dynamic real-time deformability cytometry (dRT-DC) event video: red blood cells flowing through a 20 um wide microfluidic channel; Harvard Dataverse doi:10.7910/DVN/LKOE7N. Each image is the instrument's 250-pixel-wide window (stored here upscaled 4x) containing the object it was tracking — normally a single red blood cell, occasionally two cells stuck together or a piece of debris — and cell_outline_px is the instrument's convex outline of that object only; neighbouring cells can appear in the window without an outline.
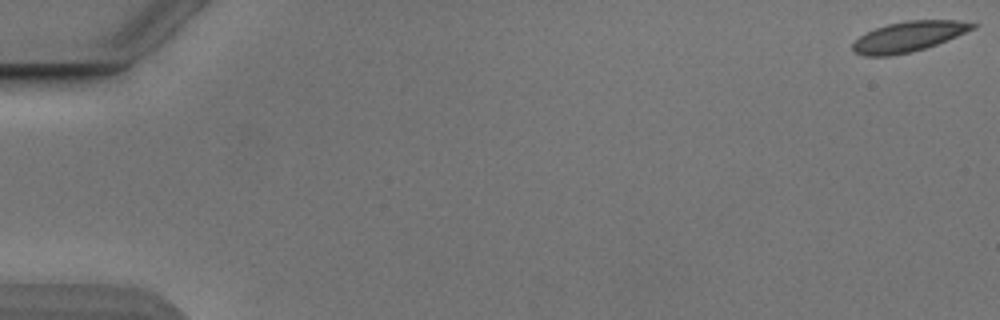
{"species": "Egyptian fruit bat (a non-hibernating species)", "species_latin": "Rousettus aegyptiacus", "temperature_condition": "cold", "stored_images_in_passage": 52, "camera_frame_rate_fps": 3000, "um_per_image_px": 0.085, "animal": {"sex": "male"}, "frame": {"image": 1, "passage_image": 1, "time_ms": 0.0, "image_size_px": [1000, 320], "cell_outline_px": [[976, 28], [936, 44], [924, 48], [908, 52], [888, 56], [864, 56], [852, 52], [852, 44], [860, 36], [876, 28], [888, 24], [904, 20], [956, 20], [976, 24]], "centroid_in_image_um": [77.19, 3.11], "position_along_channel_um": 7.8, "area_um2": 20.87}}
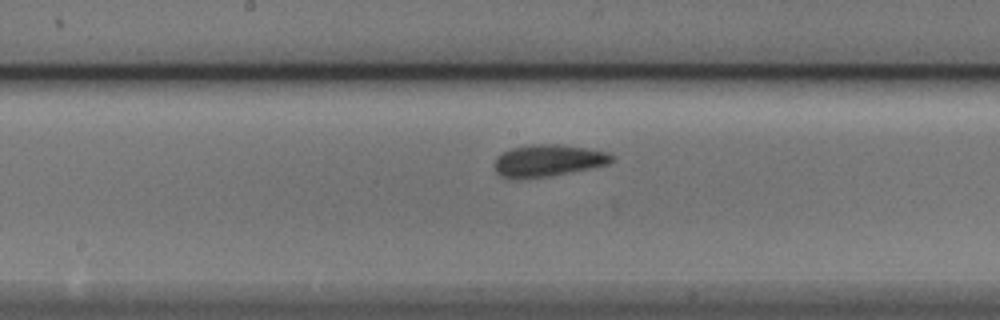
{"frame": {"image": 2, "passage_image": 29, "time_ms": 9.333, "image_size_px": [1000, 320], "cell_outline_px": [[616, 160], [608, 164], [548, 176], [520, 180], [512, 180], [500, 176], [496, 172], [492, 164], [496, 156], [512, 148], [532, 144], [560, 144], [588, 148], [608, 152]], "centroid_in_image_um": [46.52, 13.66], "position_along_channel_um": 201.7, "area_um2": 22.14}}
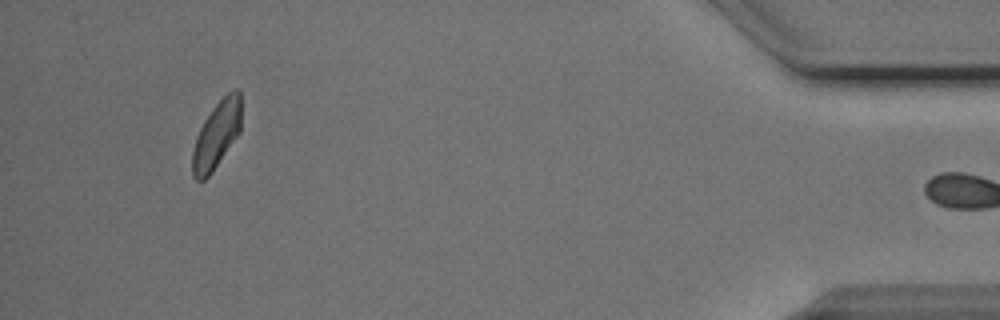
{"frame": {"image": 3, "passage_image": 51, "time_ms": 16.667, "image_size_px": [1000, 320], "cell_outline_px": [[240, 132], [212, 172], [204, 180], [196, 180], [192, 176], [192, 152], [196, 136], [204, 120], [212, 108], [228, 92], [236, 88], [240, 92]], "centroid_in_image_um": [18.39, 11.48], "position_along_channel_um": 416.8, "area_um2": 18.96}, "authors_computed_cell_mechanics": {"area_um2": 21.0103, "velocity_mm_per_s": 3.837, "shape_relaxation_time_tau1_ms": null, "shape_relaxation_time_tau2_ms": 1.4023, "deformation_change_tau1": null, "deformation_change_tau2": 0.0475}}